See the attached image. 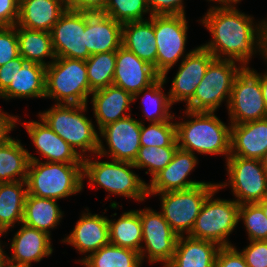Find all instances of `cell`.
I'll return each instance as SVG.
<instances>
[{"mask_svg":"<svg viewBox=\"0 0 267 267\" xmlns=\"http://www.w3.org/2000/svg\"><path fill=\"white\" fill-rule=\"evenodd\" d=\"M253 19L237 7H210L198 21L212 34V39L201 46L216 59L232 60L249 67L250 59L260 52L267 37L266 20L258 24Z\"/></svg>","mask_w":267,"mask_h":267,"instance_id":"1","label":"cell"},{"mask_svg":"<svg viewBox=\"0 0 267 267\" xmlns=\"http://www.w3.org/2000/svg\"><path fill=\"white\" fill-rule=\"evenodd\" d=\"M186 121H176L178 148L196 154L230 156L231 124L227 126L215 112L185 110ZM194 118V119H193Z\"/></svg>","mask_w":267,"mask_h":267,"instance_id":"2","label":"cell"},{"mask_svg":"<svg viewBox=\"0 0 267 267\" xmlns=\"http://www.w3.org/2000/svg\"><path fill=\"white\" fill-rule=\"evenodd\" d=\"M28 157L25 181L29 195L58 201L83 190V163L43 162L29 152Z\"/></svg>","mask_w":267,"mask_h":267,"instance_id":"3","label":"cell"},{"mask_svg":"<svg viewBox=\"0 0 267 267\" xmlns=\"http://www.w3.org/2000/svg\"><path fill=\"white\" fill-rule=\"evenodd\" d=\"M87 106L88 104L55 103L50 109L38 114L39 119L73 147L82 158L96 155L99 147V131L96 130L92 119L83 113L87 112ZM87 152L90 154L86 155Z\"/></svg>","mask_w":267,"mask_h":267,"instance_id":"4","label":"cell"},{"mask_svg":"<svg viewBox=\"0 0 267 267\" xmlns=\"http://www.w3.org/2000/svg\"><path fill=\"white\" fill-rule=\"evenodd\" d=\"M93 156L83 158V179L88 178L89 188H104L109 193L105 199L110 195L132 198L138 202L147 199V183L131 170L136 168L131 162L96 161Z\"/></svg>","mask_w":267,"mask_h":267,"instance_id":"5","label":"cell"},{"mask_svg":"<svg viewBox=\"0 0 267 267\" xmlns=\"http://www.w3.org/2000/svg\"><path fill=\"white\" fill-rule=\"evenodd\" d=\"M85 60L56 57L46 66L45 99L56 104H87L91 96Z\"/></svg>","mask_w":267,"mask_h":267,"instance_id":"6","label":"cell"},{"mask_svg":"<svg viewBox=\"0 0 267 267\" xmlns=\"http://www.w3.org/2000/svg\"><path fill=\"white\" fill-rule=\"evenodd\" d=\"M219 190L216 187L208 195L188 236L215 242L220 247L233 246L228 236L239 222L240 204L233 199H214Z\"/></svg>","mask_w":267,"mask_h":267,"instance_id":"7","label":"cell"},{"mask_svg":"<svg viewBox=\"0 0 267 267\" xmlns=\"http://www.w3.org/2000/svg\"><path fill=\"white\" fill-rule=\"evenodd\" d=\"M236 63L214 58L185 110L215 112L224 101L228 107L235 77L244 68Z\"/></svg>","mask_w":267,"mask_h":267,"instance_id":"8","label":"cell"},{"mask_svg":"<svg viewBox=\"0 0 267 267\" xmlns=\"http://www.w3.org/2000/svg\"><path fill=\"white\" fill-rule=\"evenodd\" d=\"M217 183L206 182L186 190L147 194L160 196L161 213L170 227L179 235H188L208 195Z\"/></svg>","mask_w":267,"mask_h":267,"instance_id":"9","label":"cell"},{"mask_svg":"<svg viewBox=\"0 0 267 267\" xmlns=\"http://www.w3.org/2000/svg\"><path fill=\"white\" fill-rule=\"evenodd\" d=\"M226 166L228 183H217L219 189L231 186L239 204L259 203L267 197V172L261 160L229 156Z\"/></svg>","mask_w":267,"mask_h":267,"instance_id":"10","label":"cell"},{"mask_svg":"<svg viewBox=\"0 0 267 267\" xmlns=\"http://www.w3.org/2000/svg\"><path fill=\"white\" fill-rule=\"evenodd\" d=\"M187 30L188 21L186 20V15H154V34L157 44V74L165 82H167L169 70L177 64L179 59L182 58V61L194 50L185 52L188 39Z\"/></svg>","mask_w":267,"mask_h":267,"instance_id":"11","label":"cell"},{"mask_svg":"<svg viewBox=\"0 0 267 267\" xmlns=\"http://www.w3.org/2000/svg\"><path fill=\"white\" fill-rule=\"evenodd\" d=\"M231 124H242L267 118L260 84V73L244 67L235 77L228 104Z\"/></svg>","mask_w":267,"mask_h":267,"instance_id":"12","label":"cell"},{"mask_svg":"<svg viewBox=\"0 0 267 267\" xmlns=\"http://www.w3.org/2000/svg\"><path fill=\"white\" fill-rule=\"evenodd\" d=\"M142 222L141 260L148 263H163L165 267L175 253L179 235L170 227L161 212L145 207L140 210ZM144 243V245H143Z\"/></svg>","mask_w":267,"mask_h":267,"instance_id":"13","label":"cell"},{"mask_svg":"<svg viewBox=\"0 0 267 267\" xmlns=\"http://www.w3.org/2000/svg\"><path fill=\"white\" fill-rule=\"evenodd\" d=\"M140 131V120L132 118L131 115L107 124L99 130V147L96 157L108 156L111 160L133 163L141 148Z\"/></svg>","mask_w":267,"mask_h":267,"instance_id":"14","label":"cell"},{"mask_svg":"<svg viewBox=\"0 0 267 267\" xmlns=\"http://www.w3.org/2000/svg\"><path fill=\"white\" fill-rule=\"evenodd\" d=\"M86 12L67 9L51 30L52 46L56 57L87 60Z\"/></svg>","mask_w":267,"mask_h":267,"instance_id":"15","label":"cell"},{"mask_svg":"<svg viewBox=\"0 0 267 267\" xmlns=\"http://www.w3.org/2000/svg\"><path fill=\"white\" fill-rule=\"evenodd\" d=\"M198 162L196 154L177 148L171 162L147 183V194L186 190L206 183L188 178Z\"/></svg>","mask_w":267,"mask_h":267,"instance_id":"16","label":"cell"},{"mask_svg":"<svg viewBox=\"0 0 267 267\" xmlns=\"http://www.w3.org/2000/svg\"><path fill=\"white\" fill-rule=\"evenodd\" d=\"M214 58L208 50L198 46L182 60L168 92L172 104H186L193 97Z\"/></svg>","mask_w":267,"mask_h":267,"instance_id":"17","label":"cell"},{"mask_svg":"<svg viewBox=\"0 0 267 267\" xmlns=\"http://www.w3.org/2000/svg\"><path fill=\"white\" fill-rule=\"evenodd\" d=\"M85 210L86 213L82 212L70 234L61 241L73 246L80 254H84V258L79 259L78 263L110 243L107 216L91 214L89 208Z\"/></svg>","mask_w":267,"mask_h":267,"instance_id":"18","label":"cell"},{"mask_svg":"<svg viewBox=\"0 0 267 267\" xmlns=\"http://www.w3.org/2000/svg\"><path fill=\"white\" fill-rule=\"evenodd\" d=\"M159 77L153 66L138 58L124 46L121 45L116 51L114 86L122 88L133 96L149 87Z\"/></svg>","mask_w":267,"mask_h":267,"instance_id":"19","label":"cell"},{"mask_svg":"<svg viewBox=\"0 0 267 267\" xmlns=\"http://www.w3.org/2000/svg\"><path fill=\"white\" fill-rule=\"evenodd\" d=\"M20 229L14 233L8 256V264L19 267H31L32 262H40L44 257L53 253L51 236L35 228L21 223Z\"/></svg>","mask_w":267,"mask_h":267,"instance_id":"20","label":"cell"},{"mask_svg":"<svg viewBox=\"0 0 267 267\" xmlns=\"http://www.w3.org/2000/svg\"><path fill=\"white\" fill-rule=\"evenodd\" d=\"M41 121V122H40ZM24 125L37 153L46 162L83 163V158L76 150L58 136L42 119L28 121Z\"/></svg>","mask_w":267,"mask_h":267,"instance_id":"21","label":"cell"},{"mask_svg":"<svg viewBox=\"0 0 267 267\" xmlns=\"http://www.w3.org/2000/svg\"><path fill=\"white\" fill-rule=\"evenodd\" d=\"M122 25L103 13L86 12V48L89 54L117 51L122 45Z\"/></svg>","mask_w":267,"mask_h":267,"instance_id":"22","label":"cell"},{"mask_svg":"<svg viewBox=\"0 0 267 267\" xmlns=\"http://www.w3.org/2000/svg\"><path fill=\"white\" fill-rule=\"evenodd\" d=\"M267 151V118L231 124L230 156L261 160Z\"/></svg>","mask_w":267,"mask_h":267,"instance_id":"23","label":"cell"},{"mask_svg":"<svg viewBox=\"0 0 267 267\" xmlns=\"http://www.w3.org/2000/svg\"><path fill=\"white\" fill-rule=\"evenodd\" d=\"M91 95L98 130L131 115L129 112H131L130 104L133 103V96L122 88L110 85L92 92Z\"/></svg>","mask_w":267,"mask_h":267,"instance_id":"24","label":"cell"},{"mask_svg":"<svg viewBox=\"0 0 267 267\" xmlns=\"http://www.w3.org/2000/svg\"><path fill=\"white\" fill-rule=\"evenodd\" d=\"M122 46L153 66L157 73V44L154 34V15L142 21L122 25Z\"/></svg>","mask_w":267,"mask_h":267,"instance_id":"25","label":"cell"},{"mask_svg":"<svg viewBox=\"0 0 267 267\" xmlns=\"http://www.w3.org/2000/svg\"><path fill=\"white\" fill-rule=\"evenodd\" d=\"M219 248L215 242L181 235L174 256L165 267H215Z\"/></svg>","mask_w":267,"mask_h":267,"instance_id":"26","label":"cell"},{"mask_svg":"<svg viewBox=\"0 0 267 267\" xmlns=\"http://www.w3.org/2000/svg\"><path fill=\"white\" fill-rule=\"evenodd\" d=\"M66 10L61 0H20L16 27L51 32Z\"/></svg>","mask_w":267,"mask_h":267,"instance_id":"27","label":"cell"},{"mask_svg":"<svg viewBox=\"0 0 267 267\" xmlns=\"http://www.w3.org/2000/svg\"><path fill=\"white\" fill-rule=\"evenodd\" d=\"M46 66L26 62L17 73L9 87L0 98L10 100L14 98H45Z\"/></svg>","mask_w":267,"mask_h":267,"instance_id":"28","label":"cell"},{"mask_svg":"<svg viewBox=\"0 0 267 267\" xmlns=\"http://www.w3.org/2000/svg\"><path fill=\"white\" fill-rule=\"evenodd\" d=\"M64 212L57 200L41 198L27 193L22 223L51 236V229L60 224Z\"/></svg>","mask_w":267,"mask_h":267,"instance_id":"29","label":"cell"},{"mask_svg":"<svg viewBox=\"0 0 267 267\" xmlns=\"http://www.w3.org/2000/svg\"><path fill=\"white\" fill-rule=\"evenodd\" d=\"M27 196L26 181L0 183V232H7L21 224Z\"/></svg>","mask_w":267,"mask_h":267,"instance_id":"30","label":"cell"},{"mask_svg":"<svg viewBox=\"0 0 267 267\" xmlns=\"http://www.w3.org/2000/svg\"><path fill=\"white\" fill-rule=\"evenodd\" d=\"M19 54L27 62H35L49 66L56 55L52 46L51 32L31 30L24 27H16ZM46 58L51 59L45 62Z\"/></svg>","mask_w":267,"mask_h":267,"instance_id":"31","label":"cell"},{"mask_svg":"<svg viewBox=\"0 0 267 267\" xmlns=\"http://www.w3.org/2000/svg\"><path fill=\"white\" fill-rule=\"evenodd\" d=\"M166 82L162 77H159L149 87L141 90L140 92L133 95V103L142 96L141 98V109L143 112V123L147 120L149 123L164 122L174 120V114H171L169 110L172 108V103L169 98V94L163 92V88ZM145 92V93H144Z\"/></svg>","mask_w":267,"mask_h":267,"instance_id":"32","label":"cell"},{"mask_svg":"<svg viewBox=\"0 0 267 267\" xmlns=\"http://www.w3.org/2000/svg\"><path fill=\"white\" fill-rule=\"evenodd\" d=\"M108 228L111 244L140 253L142 245L140 209L125 211L117 220L108 218Z\"/></svg>","mask_w":267,"mask_h":267,"instance_id":"33","label":"cell"},{"mask_svg":"<svg viewBox=\"0 0 267 267\" xmlns=\"http://www.w3.org/2000/svg\"><path fill=\"white\" fill-rule=\"evenodd\" d=\"M29 162L27 149L11 137L0 146V183L26 180Z\"/></svg>","mask_w":267,"mask_h":267,"instance_id":"34","label":"cell"},{"mask_svg":"<svg viewBox=\"0 0 267 267\" xmlns=\"http://www.w3.org/2000/svg\"><path fill=\"white\" fill-rule=\"evenodd\" d=\"M142 263L139 252L109 243L80 264L84 267H141Z\"/></svg>","mask_w":267,"mask_h":267,"instance_id":"35","label":"cell"},{"mask_svg":"<svg viewBox=\"0 0 267 267\" xmlns=\"http://www.w3.org/2000/svg\"><path fill=\"white\" fill-rule=\"evenodd\" d=\"M85 63L89 86L92 92L113 85L116 51L91 55Z\"/></svg>","mask_w":267,"mask_h":267,"instance_id":"36","label":"cell"},{"mask_svg":"<svg viewBox=\"0 0 267 267\" xmlns=\"http://www.w3.org/2000/svg\"><path fill=\"white\" fill-rule=\"evenodd\" d=\"M177 148L178 146H141L132 164L136 169L147 168L145 174H150L152 179L171 162Z\"/></svg>","mask_w":267,"mask_h":267,"instance_id":"37","label":"cell"},{"mask_svg":"<svg viewBox=\"0 0 267 267\" xmlns=\"http://www.w3.org/2000/svg\"><path fill=\"white\" fill-rule=\"evenodd\" d=\"M140 145L144 147L178 146L175 121L149 123L147 127L144 122L141 123Z\"/></svg>","mask_w":267,"mask_h":267,"instance_id":"38","label":"cell"},{"mask_svg":"<svg viewBox=\"0 0 267 267\" xmlns=\"http://www.w3.org/2000/svg\"><path fill=\"white\" fill-rule=\"evenodd\" d=\"M102 13L123 24L146 20L144 14L150 11L146 0H107Z\"/></svg>","mask_w":267,"mask_h":267,"instance_id":"39","label":"cell"},{"mask_svg":"<svg viewBox=\"0 0 267 267\" xmlns=\"http://www.w3.org/2000/svg\"><path fill=\"white\" fill-rule=\"evenodd\" d=\"M239 222L242 220L249 241L267 240V216L257 204H240Z\"/></svg>","mask_w":267,"mask_h":267,"instance_id":"40","label":"cell"},{"mask_svg":"<svg viewBox=\"0 0 267 267\" xmlns=\"http://www.w3.org/2000/svg\"><path fill=\"white\" fill-rule=\"evenodd\" d=\"M20 56L15 26L0 27V66Z\"/></svg>","mask_w":267,"mask_h":267,"instance_id":"41","label":"cell"},{"mask_svg":"<svg viewBox=\"0 0 267 267\" xmlns=\"http://www.w3.org/2000/svg\"><path fill=\"white\" fill-rule=\"evenodd\" d=\"M240 252L248 267H267V240L249 241Z\"/></svg>","mask_w":267,"mask_h":267,"instance_id":"42","label":"cell"},{"mask_svg":"<svg viewBox=\"0 0 267 267\" xmlns=\"http://www.w3.org/2000/svg\"><path fill=\"white\" fill-rule=\"evenodd\" d=\"M149 16L186 15L184 0H146Z\"/></svg>","mask_w":267,"mask_h":267,"instance_id":"43","label":"cell"},{"mask_svg":"<svg viewBox=\"0 0 267 267\" xmlns=\"http://www.w3.org/2000/svg\"><path fill=\"white\" fill-rule=\"evenodd\" d=\"M215 267H248V265L241 252L233 245L219 248Z\"/></svg>","mask_w":267,"mask_h":267,"instance_id":"44","label":"cell"},{"mask_svg":"<svg viewBox=\"0 0 267 267\" xmlns=\"http://www.w3.org/2000/svg\"><path fill=\"white\" fill-rule=\"evenodd\" d=\"M27 61L22 57L9 61L0 66V95L9 87L10 83L14 81L17 69L20 70Z\"/></svg>","mask_w":267,"mask_h":267,"instance_id":"45","label":"cell"},{"mask_svg":"<svg viewBox=\"0 0 267 267\" xmlns=\"http://www.w3.org/2000/svg\"><path fill=\"white\" fill-rule=\"evenodd\" d=\"M20 0H0V27L15 26L19 19Z\"/></svg>","mask_w":267,"mask_h":267,"instance_id":"46","label":"cell"},{"mask_svg":"<svg viewBox=\"0 0 267 267\" xmlns=\"http://www.w3.org/2000/svg\"><path fill=\"white\" fill-rule=\"evenodd\" d=\"M18 117L0 109V146L11 138L8 133L16 128L18 122H21Z\"/></svg>","mask_w":267,"mask_h":267,"instance_id":"47","label":"cell"},{"mask_svg":"<svg viewBox=\"0 0 267 267\" xmlns=\"http://www.w3.org/2000/svg\"><path fill=\"white\" fill-rule=\"evenodd\" d=\"M107 0H81V11L88 13H102Z\"/></svg>","mask_w":267,"mask_h":267,"instance_id":"48","label":"cell"},{"mask_svg":"<svg viewBox=\"0 0 267 267\" xmlns=\"http://www.w3.org/2000/svg\"><path fill=\"white\" fill-rule=\"evenodd\" d=\"M66 9L81 11V0H61Z\"/></svg>","mask_w":267,"mask_h":267,"instance_id":"49","label":"cell"},{"mask_svg":"<svg viewBox=\"0 0 267 267\" xmlns=\"http://www.w3.org/2000/svg\"><path fill=\"white\" fill-rule=\"evenodd\" d=\"M260 84H261V90H262V95L264 98V104L265 108L267 111V75L264 73H260Z\"/></svg>","mask_w":267,"mask_h":267,"instance_id":"50","label":"cell"},{"mask_svg":"<svg viewBox=\"0 0 267 267\" xmlns=\"http://www.w3.org/2000/svg\"><path fill=\"white\" fill-rule=\"evenodd\" d=\"M3 232H0V237L3 235ZM0 241V267H5L8 264V255L5 253L3 246Z\"/></svg>","mask_w":267,"mask_h":267,"instance_id":"51","label":"cell"},{"mask_svg":"<svg viewBox=\"0 0 267 267\" xmlns=\"http://www.w3.org/2000/svg\"><path fill=\"white\" fill-rule=\"evenodd\" d=\"M242 0H219V6L222 7H236V4H239Z\"/></svg>","mask_w":267,"mask_h":267,"instance_id":"52","label":"cell"},{"mask_svg":"<svg viewBox=\"0 0 267 267\" xmlns=\"http://www.w3.org/2000/svg\"><path fill=\"white\" fill-rule=\"evenodd\" d=\"M259 55H261V57H263V59L267 63V37L264 39V41L262 43ZM264 74L267 75V70H266V72Z\"/></svg>","mask_w":267,"mask_h":267,"instance_id":"53","label":"cell"},{"mask_svg":"<svg viewBox=\"0 0 267 267\" xmlns=\"http://www.w3.org/2000/svg\"><path fill=\"white\" fill-rule=\"evenodd\" d=\"M264 211V214L267 216V197L257 203Z\"/></svg>","mask_w":267,"mask_h":267,"instance_id":"54","label":"cell"},{"mask_svg":"<svg viewBox=\"0 0 267 267\" xmlns=\"http://www.w3.org/2000/svg\"><path fill=\"white\" fill-rule=\"evenodd\" d=\"M263 167L265 168L266 172H267V151L264 155V157L261 159Z\"/></svg>","mask_w":267,"mask_h":267,"instance_id":"55","label":"cell"},{"mask_svg":"<svg viewBox=\"0 0 267 267\" xmlns=\"http://www.w3.org/2000/svg\"><path fill=\"white\" fill-rule=\"evenodd\" d=\"M207 1H209V2H211V1H212V2H216V5H213V4H212L211 7H214V6L217 7V6H219V0H207ZM217 3H218V5H217Z\"/></svg>","mask_w":267,"mask_h":267,"instance_id":"56","label":"cell"},{"mask_svg":"<svg viewBox=\"0 0 267 267\" xmlns=\"http://www.w3.org/2000/svg\"><path fill=\"white\" fill-rule=\"evenodd\" d=\"M5 267H19V266H14V265H11V264H7Z\"/></svg>","mask_w":267,"mask_h":267,"instance_id":"57","label":"cell"}]
</instances>
